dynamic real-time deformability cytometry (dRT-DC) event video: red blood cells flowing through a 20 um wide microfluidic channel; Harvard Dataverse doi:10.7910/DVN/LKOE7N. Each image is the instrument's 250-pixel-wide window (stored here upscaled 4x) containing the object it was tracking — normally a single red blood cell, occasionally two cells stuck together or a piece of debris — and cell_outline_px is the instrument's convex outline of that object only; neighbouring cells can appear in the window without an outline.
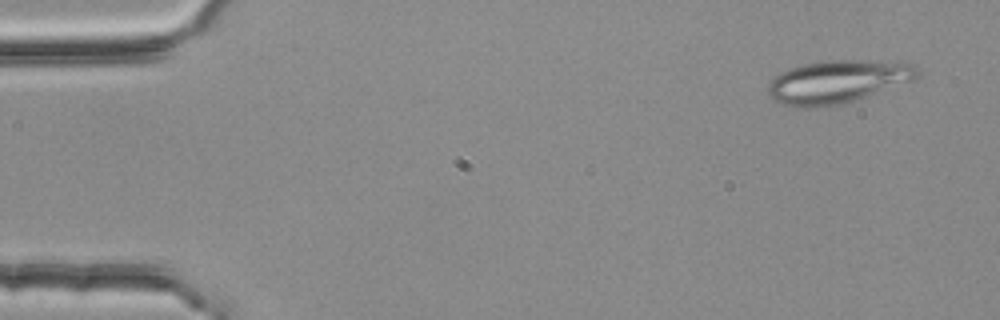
{"species": "common noctule bat (a hibernating species)", "species_latin": "Nyctalus noctula", "temperature_condition": "room temperature", "stored_images_in_passage": 3, "camera_frame_rate_fps": 3000, "um_per_image_px": 0.085, "animal": {"sex": "female", "body_mass_g": 25.1}, "frame": {"image": 1, "passage_image": 1, "time_ms": 0.0, "image_size_px": [1000, 320], "cell_outline_px": [[920, 72], [912, 80], [840, 104], [816, 108], [796, 108], [780, 104], [772, 100], [768, 96], [764, 88], [780, 72], [788, 68], [800, 64], [828, 60], [900, 60], [916, 64]], "centroid_in_image_um": [71.13, 6.92], "position_along_channel_um": 13.9, "area_um2": 37.97}}